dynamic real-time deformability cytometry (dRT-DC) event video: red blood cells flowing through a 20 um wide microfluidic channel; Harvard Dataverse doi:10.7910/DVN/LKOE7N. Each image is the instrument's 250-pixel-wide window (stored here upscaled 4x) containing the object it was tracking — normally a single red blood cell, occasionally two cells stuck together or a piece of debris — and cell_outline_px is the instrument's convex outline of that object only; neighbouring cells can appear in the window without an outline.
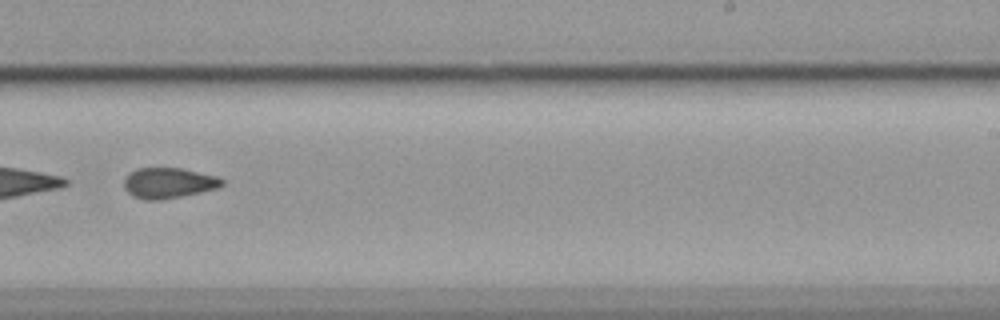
{"species": "common noctule bat (a hibernating species)", "species_latin": "Nyctalus noctula", "temperature_condition": "cold", "stored_images_in_passage": 50, "segment_of_instrument_passage": [2, 2], "camera_frame_rate_fps": 3000, "um_per_image_px": 0.085, "animal": {"sex": "female", "body_mass_g": 19.9}, "frame": {"image": 1, "passage_image": 30, "time_ms": 9.667, "image_size_px": [1000, 320], "cell_outline_px": [[224, 184], [220, 188], [160, 200], [144, 200], [132, 196], [124, 188], [124, 180], [136, 168], [180, 168], [216, 176], [224, 180]], "centroid_in_image_um": [14.33, 15.56], "position_along_channel_um": 274.7, "area_um2": 17.34}}